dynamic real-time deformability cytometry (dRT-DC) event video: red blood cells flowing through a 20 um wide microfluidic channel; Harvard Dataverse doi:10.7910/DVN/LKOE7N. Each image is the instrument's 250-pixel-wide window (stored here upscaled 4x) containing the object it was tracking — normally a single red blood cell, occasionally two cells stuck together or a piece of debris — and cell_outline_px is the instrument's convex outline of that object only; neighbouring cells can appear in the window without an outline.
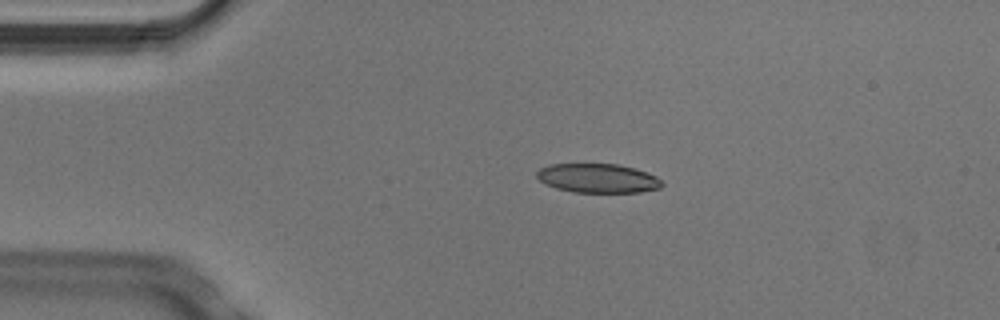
{"species": "Egyptian fruit bat (a non-hibernating species)", "species_latin": "Rousettus aegyptiacus", "temperature_condition": "cold", "stored_images_in_passage": 7, "camera_frame_rate_fps": 3000, "um_per_image_px": 0.085, "animal": {"sex": "male"}, "frame": {"image": 1, "passage_image": 3, "time_ms": 0.667, "image_size_px": [1000, 320], "cell_outline_px": [[664, 184], [660, 188], [640, 192], [572, 192], [556, 188], [544, 184], [536, 176], [536, 172], [540, 168], [548, 164], [620, 164], [636, 168], [648, 172], [656, 176]], "centroid_in_image_um": [50.81, 15.14], "position_along_channel_um": 34.2, "area_um2": 21.44}}
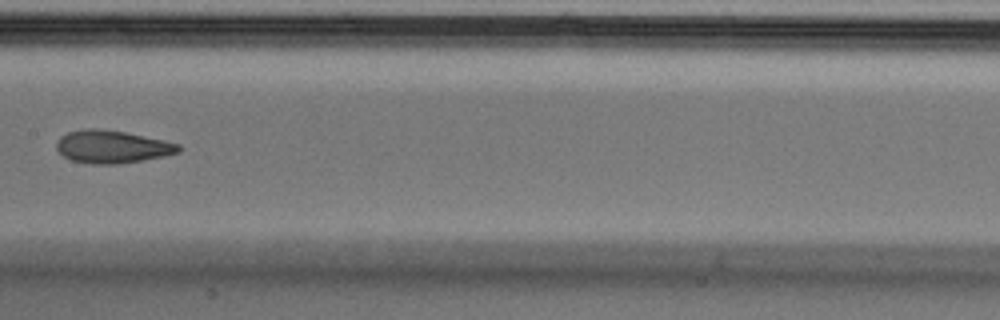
{"frame": {"image": 2, "passage_image": 7, "time_ms": 2.0, "image_size_px": [1000, 320], "cell_outline_px": [[180, 152], [164, 156], [116, 164], [92, 164], [72, 160], [64, 156], [56, 148], [56, 144], [60, 136], [68, 132], [84, 128], [100, 128], [124, 132], [164, 140], [180, 144]], "centroid_in_image_um": [9.52, 12.46], "position_along_channel_um": 197.9, "area_um2": 23.18}}